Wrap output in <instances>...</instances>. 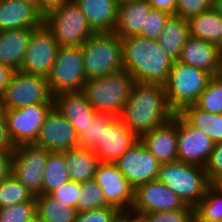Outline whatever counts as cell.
<instances>
[{
  "mask_svg": "<svg viewBox=\"0 0 222 222\" xmlns=\"http://www.w3.org/2000/svg\"><path fill=\"white\" fill-rule=\"evenodd\" d=\"M190 36L219 46L222 42V17L213 9L193 16L189 20Z\"/></svg>",
  "mask_w": 222,
  "mask_h": 222,
  "instance_id": "cell-29",
  "label": "cell"
},
{
  "mask_svg": "<svg viewBox=\"0 0 222 222\" xmlns=\"http://www.w3.org/2000/svg\"><path fill=\"white\" fill-rule=\"evenodd\" d=\"M221 55L219 46L206 40L190 36L182 48L179 62L202 69L217 76Z\"/></svg>",
  "mask_w": 222,
  "mask_h": 222,
  "instance_id": "cell-20",
  "label": "cell"
},
{
  "mask_svg": "<svg viewBox=\"0 0 222 222\" xmlns=\"http://www.w3.org/2000/svg\"><path fill=\"white\" fill-rule=\"evenodd\" d=\"M3 110L2 108V99H1V95H0V112Z\"/></svg>",
  "mask_w": 222,
  "mask_h": 222,
  "instance_id": "cell-58",
  "label": "cell"
},
{
  "mask_svg": "<svg viewBox=\"0 0 222 222\" xmlns=\"http://www.w3.org/2000/svg\"><path fill=\"white\" fill-rule=\"evenodd\" d=\"M44 17L32 5L18 0H0V31L37 28Z\"/></svg>",
  "mask_w": 222,
  "mask_h": 222,
  "instance_id": "cell-21",
  "label": "cell"
},
{
  "mask_svg": "<svg viewBox=\"0 0 222 222\" xmlns=\"http://www.w3.org/2000/svg\"><path fill=\"white\" fill-rule=\"evenodd\" d=\"M151 8L146 0L118 1L117 20L113 32L121 38L137 36L144 27L145 17Z\"/></svg>",
  "mask_w": 222,
  "mask_h": 222,
  "instance_id": "cell-23",
  "label": "cell"
},
{
  "mask_svg": "<svg viewBox=\"0 0 222 222\" xmlns=\"http://www.w3.org/2000/svg\"><path fill=\"white\" fill-rule=\"evenodd\" d=\"M215 142L177 113V157L184 163L205 167Z\"/></svg>",
  "mask_w": 222,
  "mask_h": 222,
  "instance_id": "cell-15",
  "label": "cell"
},
{
  "mask_svg": "<svg viewBox=\"0 0 222 222\" xmlns=\"http://www.w3.org/2000/svg\"><path fill=\"white\" fill-rule=\"evenodd\" d=\"M81 48L87 80L124 70L121 37L114 32L94 33Z\"/></svg>",
  "mask_w": 222,
  "mask_h": 222,
  "instance_id": "cell-4",
  "label": "cell"
},
{
  "mask_svg": "<svg viewBox=\"0 0 222 222\" xmlns=\"http://www.w3.org/2000/svg\"><path fill=\"white\" fill-rule=\"evenodd\" d=\"M14 72L11 67L0 63V95L4 93Z\"/></svg>",
  "mask_w": 222,
  "mask_h": 222,
  "instance_id": "cell-48",
  "label": "cell"
},
{
  "mask_svg": "<svg viewBox=\"0 0 222 222\" xmlns=\"http://www.w3.org/2000/svg\"><path fill=\"white\" fill-rule=\"evenodd\" d=\"M43 23L60 46H81L95 33L74 0L47 14Z\"/></svg>",
  "mask_w": 222,
  "mask_h": 222,
  "instance_id": "cell-7",
  "label": "cell"
},
{
  "mask_svg": "<svg viewBox=\"0 0 222 222\" xmlns=\"http://www.w3.org/2000/svg\"><path fill=\"white\" fill-rule=\"evenodd\" d=\"M212 8V0H176L175 16L189 20Z\"/></svg>",
  "mask_w": 222,
  "mask_h": 222,
  "instance_id": "cell-39",
  "label": "cell"
},
{
  "mask_svg": "<svg viewBox=\"0 0 222 222\" xmlns=\"http://www.w3.org/2000/svg\"><path fill=\"white\" fill-rule=\"evenodd\" d=\"M53 99L54 106L75 128L77 135L95 116L96 111L81 91L61 92L56 94Z\"/></svg>",
  "mask_w": 222,
  "mask_h": 222,
  "instance_id": "cell-22",
  "label": "cell"
},
{
  "mask_svg": "<svg viewBox=\"0 0 222 222\" xmlns=\"http://www.w3.org/2000/svg\"><path fill=\"white\" fill-rule=\"evenodd\" d=\"M154 9L162 10L170 15H175L176 0H146Z\"/></svg>",
  "mask_w": 222,
  "mask_h": 222,
  "instance_id": "cell-47",
  "label": "cell"
},
{
  "mask_svg": "<svg viewBox=\"0 0 222 222\" xmlns=\"http://www.w3.org/2000/svg\"><path fill=\"white\" fill-rule=\"evenodd\" d=\"M34 143L50 152H63L78 146V135L65 116L53 106Z\"/></svg>",
  "mask_w": 222,
  "mask_h": 222,
  "instance_id": "cell-16",
  "label": "cell"
},
{
  "mask_svg": "<svg viewBox=\"0 0 222 222\" xmlns=\"http://www.w3.org/2000/svg\"><path fill=\"white\" fill-rule=\"evenodd\" d=\"M114 115L107 112H96L84 130L78 134V148L94 149L101 143L102 125H106Z\"/></svg>",
  "mask_w": 222,
  "mask_h": 222,
  "instance_id": "cell-33",
  "label": "cell"
},
{
  "mask_svg": "<svg viewBox=\"0 0 222 222\" xmlns=\"http://www.w3.org/2000/svg\"><path fill=\"white\" fill-rule=\"evenodd\" d=\"M135 83V79L124 69L101 78L86 80L81 92L96 112L119 116Z\"/></svg>",
  "mask_w": 222,
  "mask_h": 222,
  "instance_id": "cell-3",
  "label": "cell"
},
{
  "mask_svg": "<svg viewBox=\"0 0 222 222\" xmlns=\"http://www.w3.org/2000/svg\"><path fill=\"white\" fill-rule=\"evenodd\" d=\"M18 1L28 3L34 6L39 11V0H18Z\"/></svg>",
  "mask_w": 222,
  "mask_h": 222,
  "instance_id": "cell-54",
  "label": "cell"
},
{
  "mask_svg": "<svg viewBox=\"0 0 222 222\" xmlns=\"http://www.w3.org/2000/svg\"><path fill=\"white\" fill-rule=\"evenodd\" d=\"M194 209H177L146 213L149 222H192Z\"/></svg>",
  "mask_w": 222,
  "mask_h": 222,
  "instance_id": "cell-41",
  "label": "cell"
},
{
  "mask_svg": "<svg viewBox=\"0 0 222 222\" xmlns=\"http://www.w3.org/2000/svg\"><path fill=\"white\" fill-rule=\"evenodd\" d=\"M212 77L202 69L174 61L163 85L169 108L180 113L186 106L195 104Z\"/></svg>",
  "mask_w": 222,
  "mask_h": 222,
  "instance_id": "cell-6",
  "label": "cell"
},
{
  "mask_svg": "<svg viewBox=\"0 0 222 222\" xmlns=\"http://www.w3.org/2000/svg\"><path fill=\"white\" fill-rule=\"evenodd\" d=\"M24 201H36L35 196L20 181L10 175L0 182V208Z\"/></svg>",
  "mask_w": 222,
  "mask_h": 222,
  "instance_id": "cell-32",
  "label": "cell"
},
{
  "mask_svg": "<svg viewBox=\"0 0 222 222\" xmlns=\"http://www.w3.org/2000/svg\"><path fill=\"white\" fill-rule=\"evenodd\" d=\"M70 0H39V12L45 17L50 12L60 8Z\"/></svg>",
  "mask_w": 222,
  "mask_h": 222,
  "instance_id": "cell-46",
  "label": "cell"
},
{
  "mask_svg": "<svg viewBox=\"0 0 222 222\" xmlns=\"http://www.w3.org/2000/svg\"><path fill=\"white\" fill-rule=\"evenodd\" d=\"M202 218L222 221V193L211 185L207 188L203 199L194 207Z\"/></svg>",
  "mask_w": 222,
  "mask_h": 222,
  "instance_id": "cell-36",
  "label": "cell"
},
{
  "mask_svg": "<svg viewBox=\"0 0 222 222\" xmlns=\"http://www.w3.org/2000/svg\"><path fill=\"white\" fill-rule=\"evenodd\" d=\"M35 28L0 31V63L20 70Z\"/></svg>",
  "mask_w": 222,
  "mask_h": 222,
  "instance_id": "cell-24",
  "label": "cell"
},
{
  "mask_svg": "<svg viewBox=\"0 0 222 222\" xmlns=\"http://www.w3.org/2000/svg\"><path fill=\"white\" fill-rule=\"evenodd\" d=\"M205 171L210 183L217 176L222 175V142L215 143L214 149L205 165Z\"/></svg>",
  "mask_w": 222,
  "mask_h": 222,
  "instance_id": "cell-43",
  "label": "cell"
},
{
  "mask_svg": "<svg viewBox=\"0 0 222 222\" xmlns=\"http://www.w3.org/2000/svg\"><path fill=\"white\" fill-rule=\"evenodd\" d=\"M50 151L35 143L16 145L11 175L34 195H42V182Z\"/></svg>",
  "mask_w": 222,
  "mask_h": 222,
  "instance_id": "cell-10",
  "label": "cell"
},
{
  "mask_svg": "<svg viewBox=\"0 0 222 222\" xmlns=\"http://www.w3.org/2000/svg\"><path fill=\"white\" fill-rule=\"evenodd\" d=\"M127 222H149L147 215L133 209L127 210Z\"/></svg>",
  "mask_w": 222,
  "mask_h": 222,
  "instance_id": "cell-49",
  "label": "cell"
},
{
  "mask_svg": "<svg viewBox=\"0 0 222 222\" xmlns=\"http://www.w3.org/2000/svg\"><path fill=\"white\" fill-rule=\"evenodd\" d=\"M195 105L209 113L222 114V79L213 76Z\"/></svg>",
  "mask_w": 222,
  "mask_h": 222,
  "instance_id": "cell-35",
  "label": "cell"
},
{
  "mask_svg": "<svg viewBox=\"0 0 222 222\" xmlns=\"http://www.w3.org/2000/svg\"><path fill=\"white\" fill-rule=\"evenodd\" d=\"M189 37V21L182 17L171 15L166 21L162 32L159 34L157 42L171 59L178 61L182 48Z\"/></svg>",
  "mask_w": 222,
  "mask_h": 222,
  "instance_id": "cell-26",
  "label": "cell"
},
{
  "mask_svg": "<svg viewBox=\"0 0 222 222\" xmlns=\"http://www.w3.org/2000/svg\"><path fill=\"white\" fill-rule=\"evenodd\" d=\"M212 8L222 17V0H212Z\"/></svg>",
  "mask_w": 222,
  "mask_h": 222,
  "instance_id": "cell-53",
  "label": "cell"
},
{
  "mask_svg": "<svg viewBox=\"0 0 222 222\" xmlns=\"http://www.w3.org/2000/svg\"><path fill=\"white\" fill-rule=\"evenodd\" d=\"M16 146L10 139L4 109L0 112V149L14 151Z\"/></svg>",
  "mask_w": 222,
  "mask_h": 222,
  "instance_id": "cell-44",
  "label": "cell"
},
{
  "mask_svg": "<svg viewBox=\"0 0 222 222\" xmlns=\"http://www.w3.org/2000/svg\"><path fill=\"white\" fill-rule=\"evenodd\" d=\"M219 51H220V55H221V57H222V42H221V44L219 45Z\"/></svg>",
  "mask_w": 222,
  "mask_h": 222,
  "instance_id": "cell-57",
  "label": "cell"
},
{
  "mask_svg": "<svg viewBox=\"0 0 222 222\" xmlns=\"http://www.w3.org/2000/svg\"><path fill=\"white\" fill-rule=\"evenodd\" d=\"M157 179L192 207L203 199L211 185L205 167L179 160L161 163Z\"/></svg>",
  "mask_w": 222,
  "mask_h": 222,
  "instance_id": "cell-5",
  "label": "cell"
},
{
  "mask_svg": "<svg viewBox=\"0 0 222 222\" xmlns=\"http://www.w3.org/2000/svg\"><path fill=\"white\" fill-rule=\"evenodd\" d=\"M139 138L114 116L106 125H102L101 143L93 151L100 162L115 163Z\"/></svg>",
  "mask_w": 222,
  "mask_h": 222,
  "instance_id": "cell-18",
  "label": "cell"
},
{
  "mask_svg": "<svg viewBox=\"0 0 222 222\" xmlns=\"http://www.w3.org/2000/svg\"><path fill=\"white\" fill-rule=\"evenodd\" d=\"M118 210L114 207H101L77 213L74 222H110Z\"/></svg>",
  "mask_w": 222,
  "mask_h": 222,
  "instance_id": "cell-42",
  "label": "cell"
},
{
  "mask_svg": "<svg viewBox=\"0 0 222 222\" xmlns=\"http://www.w3.org/2000/svg\"><path fill=\"white\" fill-rule=\"evenodd\" d=\"M70 181L66 160L62 152H49L42 182V195L53 191Z\"/></svg>",
  "mask_w": 222,
  "mask_h": 222,
  "instance_id": "cell-31",
  "label": "cell"
},
{
  "mask_svg": "<svg viewBox=\"0 0 222 222\" xmlns=\"http://www.w3.org/2000/svg\"><path fill=\"white\" fill-rule=\"evenodd\" d=\"M53 106L54 103H45L4 109L8 133L15 146L37 140L45 117Z\"/></svg>",
  "mask_w": 222,
  "mask_h": 222,
  "instance_id": "cell-12",
  "label": "cell"
},
{
  "mask_svg": "<svg viewBox=\"0 0 222 222\" xmlns=\"http://www.w3.org/2000/svg\"><path fill=\"white\" fill-rule=\"evenodd\" d=\"M44 76L15 71L1 95L3 109H18L34 104L54 103Z\"/></svg>",
  "mask_w": 222,
  "mask_h": 222,
  "instance_id": "cell-9",
  "label": "cell"
},
{
  "mask_svg": "<svg viewBox=\"0 0 222 222\" xmlns=\"http://www.w3.org/2000/svg\"><path fill=\"white\" fill-rule=\"evenodd\" d=\"M14 151L0 149V182L11 175Z\"/></svg>",
  "mask_w": 222,
  "mask_h": 222,
  "instance_id": "cell-45",
  "label": "cell"
},
{
  "mask_svg": "<svg viewBox=\"0 0 222 222\" xmlns=\"http://www.w3.org/2000/svg\"><path fill=\"white\" fill-rule=\"evenodd\" d=\"M62 153L71 181L84 183L95 178L96 168L100 161L92 149L76 147Z\"/></svg>",
  "mask_w": 222,
  "mask_h": 222,
  "instance_id": "cell-27",
  "label": "cell"
},
{
  "mask_svg": "<svg viewBox=\"0 0 222 222\" xmlns=\"http://www.w3.org/2000/svg\"><path fill=\"white\" fill-rule=\"evenodd\" d=\"M26 222H42L39 218V216L36 214L33 218L30 220H27Z\"/></svg>",
  "mask_w": 222,
  "mask_h": 222,
  "instance_id": "cell-55",
  "label": "cell"
},
{
  "mask_svg": "<svg viewBox=\"0 0 222 222\" xmlns=\"http://www.w3.org/2000/svg\"><path fill=\"white\" fill-rule=\"evenodd\" d=\"M36 214V201H24L0 208V222H26Z\"/></svg>",
  "mask_w": 222,
  "mask_h": 222,
  "instance_id": "cell-37",
  "label": "cell"
},
{
  "mask_svg": "<svg viewBox=\"0 0 222 222\" xmlns=\"http://www.w3.org/2000/svg\"><path fill=\"white\" fill-rule=\"evenodd\" d=\"M217 76L222 79V57H221V60H220V68H219V73H218Z\"/></svg>",
  "mask_w": 222,
  "mask_h": 222,
  "instance_id": "cell-56",
  "label": "cell"
},
{
  "mask_svg": "<svg viewBox=\"0 0 222 222\" xmlns=\"http://www.w3.org/2000/svg\"><path fill=\"white\" fill-rule=\"evenodd\" d=\"M81 190V183L75 181H69L62 187L53 191L50 195L62 205H69L76 208L77 200H79Z\"/></svg>",
  "mask_w": 222,
  "mask_h": 222,
  "instance_id": "cell-40",
  "label": "cell"
},
{
  "mask_svg": "<svg viewBox=\"0 0 222 222\" xmlns=\"http://www.w3.org/2000/svg\"><path fill=\"white\" fill-rule=\"evenodd\" d=\"M139 139L160 163L177 161V113Z\"/></svg>",
  "mask_w": 222,
  "mask_h": 222,
  "instance_id": "cell-19",
  "label": "cell"
},
{
  "mask_svg": "<svg viewBox=\"0 0 222 222\" xmlns=\"http://www.w3.org/2000/svg\"><path fill=\"white\" fill-rule=\"evenodd\" d=\"M124 69L138 83L164 85L174 60L157 40L140 36L121 38Z\"/></svg>",
  "mask_w": 222,
  "mask_h": 222,
  "instance_id": "cell-2",
  "label": "cell"
},
{
  "mask_svg": "<svg viewBox=\"0 0 222 222\" xmlns=\"http://www.w3.org/2000/svg\"><path fill=\"white\" fill-rule=\"evenodd\" d=\"M110 222H127V211H118Z\"/></svg>",
  "mask_w": 222,
  "mask_h": 222,
  "instance_id": "cell-50",
  "label": "cell"
},
{
  "mask_svg": "<svg viewBox=\"0 0 222 222\" xmlns=\"http://www.w3.org/2000/svg\"><path fill=\"white\" fill-rule=\"evenodd\" d=\"M170 16L165 11L151 8L149 14L145 17L144 27L141 28L137 36L149 40H157Z\"/></svg>",
  "mask_w": 222,
  "mask_h": 222,
  "instance_id": "cell-38",
  "label": "cell"
},
{
  "mask_svg": "<svg viewBox=\"0 0 222 222\" xmlns=\"http://www.w3.org/2000/svg\"><path fill=\"white\" fill-rule=\"evenodd\" d=\"M179 114L192 127L206 134L215 143L222 142V114L209 113L195 104L186 106Z\"/></svg>",
  "mask_w": 222,
  "mask_h": 222,
  "instance_id": "cell-28",
  "label": "cell"
},
{
  "mask_svg": "<svg viewBox=\"0 0 222 222\" xmlns=\"http://www.w3.org/2000/svg\"><path fill=\"white\" fill-rule=\"evenodd\" d=\"M60 45L43 23L31 33L21 72L48 77L57 58Z\"/></svg>",
  "mask_w": 222,
  "mask_h": 222,
  "instance_id": "cell-11",
  "label": "cell"
},
{
  "mask_svg": "<svg viewBox=\"0 0 222 222\" xmlns=\"http://www.w3.org/2000/svg\"><path fill=\"white\" fill-rule=\"evenodd\" d=\"M94 179L111 207L118 211L132 209L135 189L129 184L115 163L100 162L96 168Z\"/></svg>",
  "mask_w": 222,
  "mask_h": 222,
  "instance_id": "cell-14",
  "label": "cell"
},
{
  "mask_svg": "<svg viewBox=\"0 0 222 222\" xmlns=\"http://www.w3.org/2000/svg\"><path fill=\"white\" fill-rule=\"evenodd\" d=\"M173 115L163 85L136 82L119 118L140 138L150 130L165 124Z\"/></svg>",
  "mask_w": 222,
  "mask_h": 222,
  "instance_id": "cell-1",
  "label": "cell"
},
{
  "mask_svg": "<svg viewBox=\"0 0 222 222\" xmlns=\"http://www.w3.org/2000/svg\"><path fill=\"white\" fill-rule=\"evenodd\" d=\"M129 184L136 189L139 185L158 178L160 162L139 139L115 162Z\"/></svg>",
  "mask_w": 222,
  "mask_h": 222,
  "instance_id": "cell-13",
  "label": "cell"
},
{
  "mask_svg": "<svg viewBox=\"0 0 222 222\" xmlns=\"http://www.w3.org/2000/svg\"><path fill=\"white\" fill-rule=\"evenodd\" d=\"M36 212L42 222H74L76 208L58 203L50 194L35 196Z\"/></svg>",
  "mask_w": 222,
  "mask_h": 222,
  "instance_id": "cell-30",
  "label": "cell"
},
{
  "mask_svg": "<svg viewBox=\"0 0 222 222\" xmlns=\"http://www.w3.org/2000/svg\"><path fill=\"white\" fill-rule=\"evenodd\" d=\"M211 186L218 192L222 193V175L217 176L212 182Z\"/></svg>",
  "mask_w": 222,
  "mask_h": 222,
  "instance_id": "cell-52",
  "label": "cell"
},
{
  "mask_svg": "<svg viewBox=\"0 0 222 222\" xmlns=\"http://www.w3.org/2000/svg\"><path fill=\"white\" fill-rule=\"evenodd\" d=\"M79 200L76 203L78 213L101 207H111L95 179L81 183Z\"/></svg>",
  "mask_w": 222,
  "mask_h": 222,
  "instance_id": "cell-34",
  "label": "cell"
},
{
  "mask_svg": "<svg viewBox=\"0 0 222 222\" xmlns=\"http://www.w3.org/2000/svg\"><path fill=\"white\" fill-rule=\"evenodd\" d=\"M133 210L150 213L177 209H194L186 205L174 192L158 179L139 185L134 192Z\"/></svg>",
  "mask_w": 222,
  "mask_h": 222,
  "instance_id": "cell-17",
  "label": "cell"
},
{
  "mask_svg": "<svg viewBox=\"0 0 222 222\" xmlns=\"http://www.w3.org/2000/svg\"><path fill=\"white\" fill-rule=\"evenodd\" d=\"M47 80L53 96L81 91L87 80L81 46H60Z\"/></svg>",
  "mask_w": 222,
  "mask_h": 222,
  "instance_id": "cell-8",
  "label": "cell"
},
{
  "mask_svg": "<svg viewBox=\"0 0 222 222\" xmlns=\"http://www.w3.org/2000/svg\"><path fill=\"white\" fill-rule=\"evenodd\" d=\"M87 17L95 33L113 32L117 20L118 0H74Z\"/></svg>",
  "mask_w": 222,
  "mask_h": 222,
  "instance_id": "cell-25",
  "label": "cell"
},
{
  "mask_svg": "<svg viewBox=\"0 0 222 222\" xmlns=\"http://www.w3.org/2000/svg\"><path fill=\"white\" fill-rule=\"evenodd\" d=\"M192 222H222L219 220H214L210 218H202L195 210L192 215Z\"/></svg>",
  "mask_w": 222,
  "mask_h": 222,
  "instance_id": "cell-51",
  "label": "cell"
}]
</instances>
